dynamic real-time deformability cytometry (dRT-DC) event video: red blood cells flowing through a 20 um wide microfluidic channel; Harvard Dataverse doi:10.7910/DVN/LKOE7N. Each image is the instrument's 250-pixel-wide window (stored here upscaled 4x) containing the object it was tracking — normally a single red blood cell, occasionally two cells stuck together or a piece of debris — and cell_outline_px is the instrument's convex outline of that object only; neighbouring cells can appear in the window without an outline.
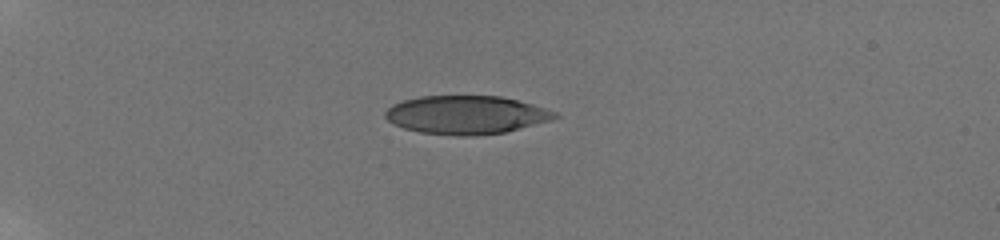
{"species": "human", "species_latin": "Homo sapiens", "temperature_condition": "room temperature", "stored_images_in_passage": 23, "camera_frame_rate_fps": 3000, "um_per_image_px": 0.085, "donor": {"sex": "male"}, "frame": {"image": 1, "passage_image": 1, "time_ms": 0.0, "image_size_px": [1000, 240], "cell_outline_px": [[560, 116], [552, 120], [504, 132], [472, 136], [456, 136], [420, 132], [404, 128], [392, 124], [384, 116], [384, 112], [392, 104], [404, 100], [420, 96], [500, 96], [532, 104], [556, 112]], "centroid_in_image_um": [39.6, 9.77], "position_along_channel_um": 45.4, "area_um2": 37.92}}
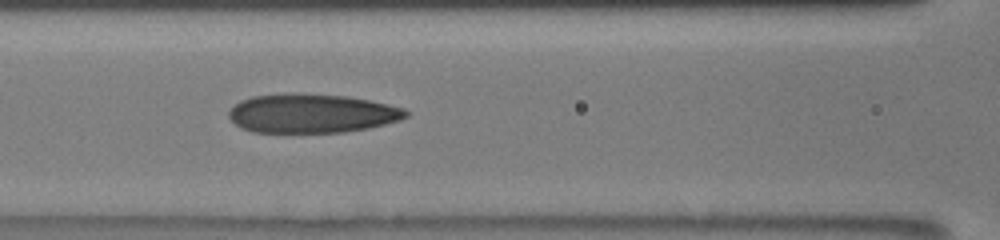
{"frame": {"image": 2, "passage_image": 8, "time_ms": 4.0, "image_size_px": [1000, 240], "cell_outline_px": [[408, 116], [400, 120], [368, 128], [344, 132], [252, 132], [240, 128], [228, 116], [228, 112], [240, 100], [252, 96], [292, 92], [300, 92], [344, 96], [368, 100], [404, 108], [408, 112]], "centroid_in_image_um": [26.47, 9.63], "position_along_channel_um": 140.1, "area_um2": 40.34}}
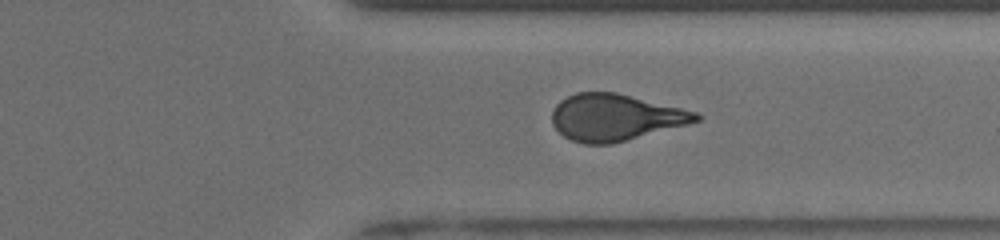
{"frame": {"image": 3, "passage_image": 18, "time_ms": 9.667, "image_size_px": [1000, 240], "cell_outline_px": [[704, 116], [700, 120], [688, 124], [612, 144], [584, 144], [572, 140], [564, 136], [552, 124], [552, 112], [556, 104], [560, 100], [576, 92], [616, 92], [696, 112]], "centroid_in_image_um": [52.28, 9.98], "position_along_channel_um": 359.1, "area_um2": 38.96}, "authors_computed_cell_mechanics": {"area_um2": 39.8242, "velocity_mm_per_s": 3.8759, "shape_relaxation_time_tau1_ms": 8.0215, "shape_relaxation_time_tau2_ms": 1.4607, "deformation_change_tau1": 0.2091, "deformation_change_tau2": 0.0994}}